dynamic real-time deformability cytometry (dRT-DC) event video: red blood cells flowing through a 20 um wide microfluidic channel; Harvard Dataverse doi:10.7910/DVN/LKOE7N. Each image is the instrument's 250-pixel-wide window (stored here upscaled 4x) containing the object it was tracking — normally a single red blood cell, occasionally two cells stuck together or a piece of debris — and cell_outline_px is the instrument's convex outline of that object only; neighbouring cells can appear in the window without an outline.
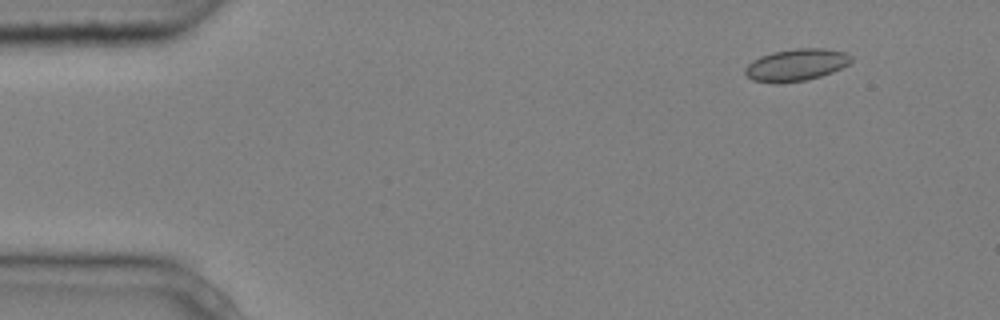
{"species": "common noctule bat (a hibernating species)", "species_latin": "Nyctalus noctula", "temperature_condition": "cold", "stored_images_in_passage": 4, "camera_frame_rate_fps": 3000, "um_per_image_px": 0.085, "animal": {"sex": "male", "body_mass_g": 20.4}, "frame": {"image": 1, "passage_image": 1, "time_ms": 0.0, "image_size_px": [1000, 320], "cell_outline_px": [[852, 60], [848, 64], [832, 72], [820, 76], [804, 80], [776, 84], [752, 80], [744, 72], [744, 68], [752, 60], [760, 56], [772, 52], [796, 48], [824, 48], [848, 52], [852, 56]], "centroid_in_image_um": [67.67, 5.51], "position_along_channel_um": 17.3, "area_um2": 19.94}}
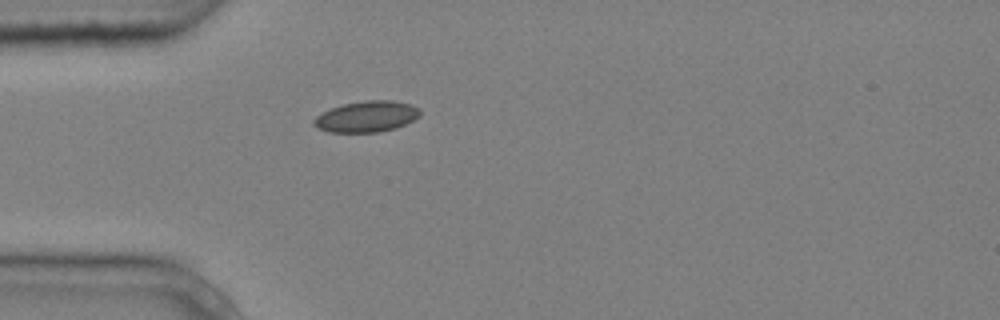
{"frame": {"image": 2, "passage_image": 4, "time_ms": 1.0, "image_size_px": [1000, 320], "cell_outline_px": [[420, 116], [396, 128], [380, 132], [328, 132], [316, 128], [312, 124], [312, 120], [316, 116], [340, 104], [364, 100], [392, 100], [408, 104], [420, 108]], "centroid_in_image_um": [31.13, 9.91], "position_along_channel_um": 53.9, "area_um2": 19.31}}